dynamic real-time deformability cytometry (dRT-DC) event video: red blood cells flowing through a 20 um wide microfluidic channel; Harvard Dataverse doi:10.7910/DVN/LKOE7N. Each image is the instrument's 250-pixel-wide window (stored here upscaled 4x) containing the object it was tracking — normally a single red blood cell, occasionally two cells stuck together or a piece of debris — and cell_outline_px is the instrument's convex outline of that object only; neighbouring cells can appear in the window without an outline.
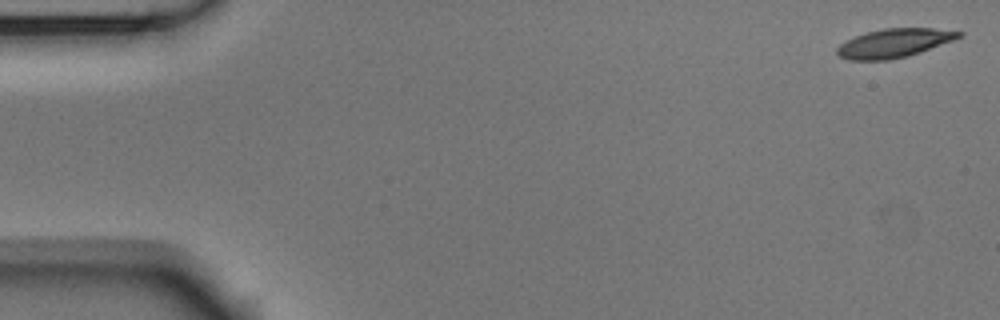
{"species": "Egyptian fruit bat (a non-hibernating species)", "species_latin": "Rousettus aegyptiacus", "temperature_condition": "room temperature", "stored_images_in_passage": 3, "camera_frame_rate_fps": 3000, "um_per_image_px": 0.085, "animal": {"sex": "male"}, "frame": {"image": 1, "passage_image": 1, "time_ms": 0.0, "image_size_px": [1000, 320], "cell_outline_px": [[964, 32], [960, 36], [952, 40], [920, 52], [908, 56], [888, 60], [848, 60], [840, 56], [836, 52], [836, 48], [840, 44], [856, 36], [868, 32], [884, 28], [932, 28]], "centroid_in_image_um": [75.97, 3.67], "position_along_channel_um": 9.0, "area_um2": 20.11}}
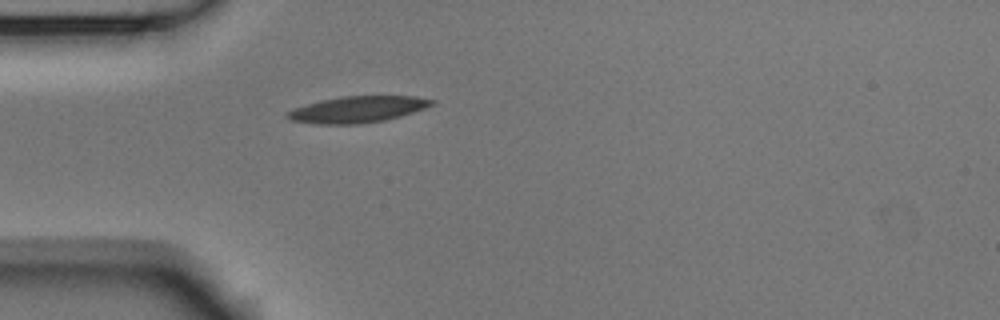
{"frame": {"image": 2, "passage_image": 3, "time_ms": 0.667, "image_size_px": [1000, 320], "cell_outline_px": [[436, 104], [400, 116], [384, 120], [356, 124], [320, 124], [292, 120], [284, 116], [292, 108], [324, 100], [344, 96], [416, 96], [436, 100]], "centroid_in_image_um": [30.43, 9.29], "position_along_channel_um": 54.6, "area_um2": 21.91}}